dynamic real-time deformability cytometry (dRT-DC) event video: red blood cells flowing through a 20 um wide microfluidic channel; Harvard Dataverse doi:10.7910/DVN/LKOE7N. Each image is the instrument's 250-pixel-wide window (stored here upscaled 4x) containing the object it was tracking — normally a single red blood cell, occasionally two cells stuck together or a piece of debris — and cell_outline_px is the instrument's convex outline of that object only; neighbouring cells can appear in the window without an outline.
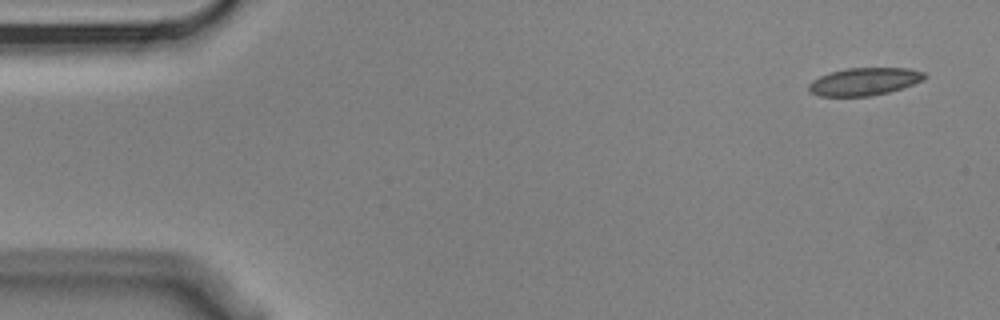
{"species": "Egyptian fruit bat (a non-hibernating species)", "species_latin": "Rousettus aegyptiacus", "temperature_condition": "cold", "stored_images_in_passage": 9, "camera_frame_rate_fps": 3000, "um_per_image_px": 0.085, "animal": {"sex": "male"}, "frame": {"image": 1, "passage_image": 1, "time_ms": 0.0, "image_size_px": [1000, 320], "cell_outline_px": [[928, 76], [924, 80], [888, 92], [868, 96], [820, 96], [808, 92], [808, 84], [812, 80], [820, 76], [832, 72], [848, 68], [908, 68], [924, 72]], "centroid_in_image_um": [73.45, 6.93], "position_along_channel_um": 11.5, "area_um2": 18.55}}
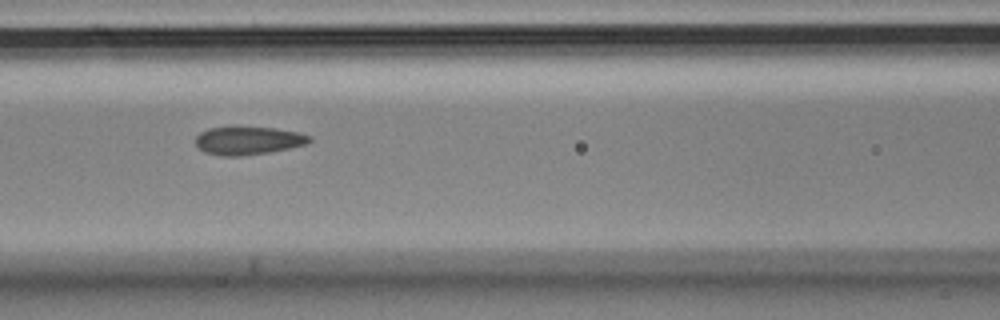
{"frame": {"image": 2, "passage_image": 6, "time_ms": 1.667, "image_size_px": [1000, 320], "cell_outline_px": [[312, 140], [304, 144], [288, 148], [268, 152], [240, 156], [224, 156], [204, 152], [196, 144], [196, 136], [200, 132], [208, 128], [276, 128], [296, 132], [308, 136]], "centroid_in_image_um": [21.05, 11.96], "position_along_channel_um": 145.6, "area_um2": 18.09}}
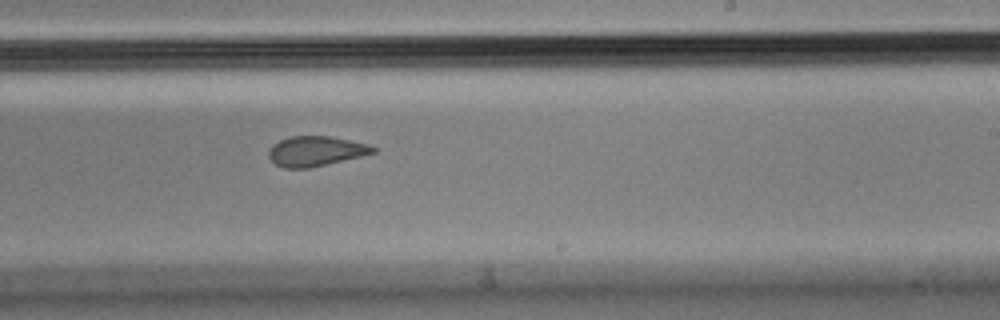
{"frame": {"image": 3, "passage_image": 9, "time_ms": 2.667, "image_size_px": [1000, 320], "cell_outline_px": [[376, 152], [360, 156], [308, 168], [284, 168], [276, 164], [268, 156], [268, 152], [272, 144], [280, 140], [292, 136], [332, 136], [368, 144], [376, 148]], "centroid_in_image_um": [26.82, 12.84], "position_along_channel_um": 262.2, "area_um2": 18.03}}